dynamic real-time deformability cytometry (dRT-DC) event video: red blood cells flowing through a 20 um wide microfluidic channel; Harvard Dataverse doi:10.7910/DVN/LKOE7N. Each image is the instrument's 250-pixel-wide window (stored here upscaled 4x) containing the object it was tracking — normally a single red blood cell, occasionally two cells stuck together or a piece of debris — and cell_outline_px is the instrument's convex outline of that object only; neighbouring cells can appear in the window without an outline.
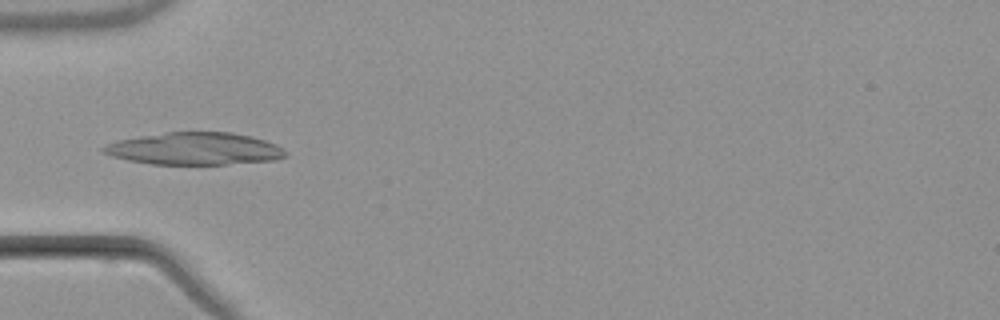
{"species": "common noctule bat (a hibernating species)", "species_latin": "Nyctalus noctula", "temperature_condition": "warm", "stored_images_in_passage": 6, "camera_frame_rate_fps": 3000, "um_per_image_px": 0.085, "animal": {"sex": "male", "body_mass_g": 21.5, "forearm_length_mm": 52.0}, "frame": {"image": 1, "passage_image": 6, "time_ms": 6.0, "image_size_px": [1000, 320], "cell_outline_px": [[288, 156], [272, 160], [224, 164], [152, 164], [128, 160], [112, 156], [104, 152], [100, 148], [116, 140], [140, 136], [168, 132], [232, 132], [252, 136], [276, 144]], "centroid_in_image_um": [16.52, 12.63], "position_along_channel_um": 68.5, "area_um2": 33.99}}